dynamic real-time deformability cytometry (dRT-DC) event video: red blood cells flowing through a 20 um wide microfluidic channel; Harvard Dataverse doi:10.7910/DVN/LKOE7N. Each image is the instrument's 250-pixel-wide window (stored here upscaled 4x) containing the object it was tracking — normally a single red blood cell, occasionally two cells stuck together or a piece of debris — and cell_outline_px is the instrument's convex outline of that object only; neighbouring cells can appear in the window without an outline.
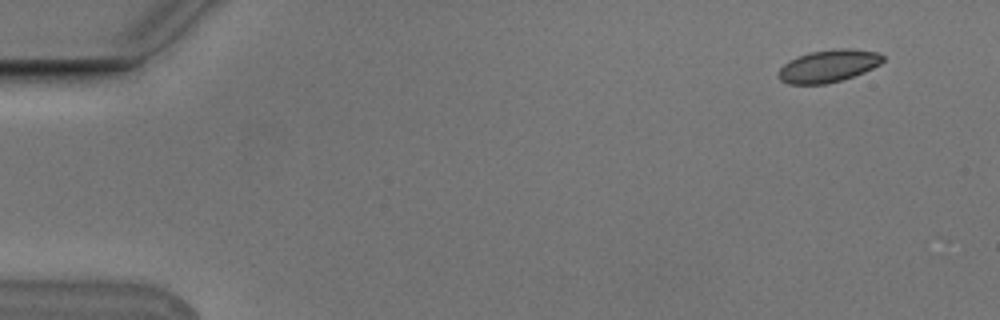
{"species": "Egyptian fruit bat (a non-hibernating species)", "species_latin": "Rousettus aegyptiacus", "temperature_condition": "cold", "stored_images_in_passage": 5, "segment_of_instrument_passage": [2, 2], "camera_frame_rate_fps": 3000, "um_per_image_px": 0.085, "animal": {"sex": "male"}, "frame": {"image": 1, "passage_image": 5, "time_ms": 1.333, "image_size_px": [1000, 320], "cell_outline_px": [[884, 60], [880, 64], [864, 72], [840, 80], [824, 84], [788, 84], [780, 80], [776, 76], [780, 68], [784, 64], [800, 56], [812, 52], [840, 48], [848, 48], [876, 52], [884, 56]], "centroid_in_image_um": [70.41, 5.62], "position_along_channel_um": 14.6, "area_um2": 19.42}}